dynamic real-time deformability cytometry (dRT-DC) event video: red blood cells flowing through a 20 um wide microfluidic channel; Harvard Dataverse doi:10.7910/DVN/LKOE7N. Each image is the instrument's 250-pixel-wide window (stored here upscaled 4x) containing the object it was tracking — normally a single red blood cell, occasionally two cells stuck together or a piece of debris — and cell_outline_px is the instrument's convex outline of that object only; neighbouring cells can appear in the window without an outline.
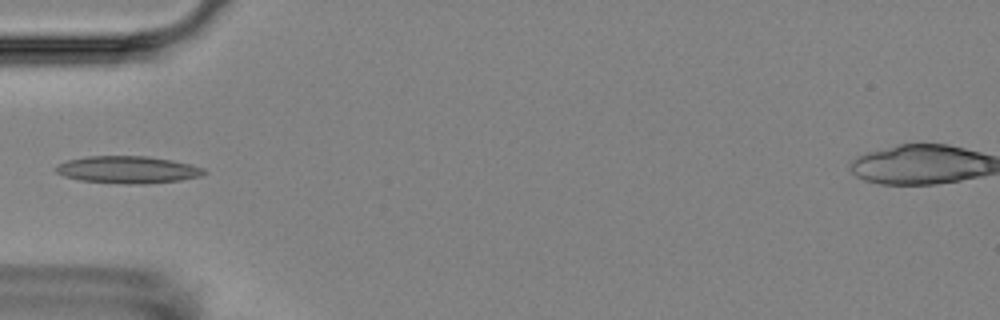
{"species": "Egyptian fruit bat (a non-hibernating species)", "species_latin": "Rousettus aegyptiacus", "temperature_condition": "room temperature", "stored_images_in_passage": 6, "camera_frame_rate_fps": 3000, "um_per_image_px": 0.085, "animal": {"sex": "female"}, "frame": {"image": 1, "passage_image": 6, "time_ms": 5.667, "image_size_px": [1000, 320], "cell_outline_px": [[208, 172], [200, 176], [180, 180], [144, 184], [128, 184], [80, 180], [64, 176], [56, 172], [56, 164], [68, 160], [88, 156], [148, 156], [172, 160], [204, 168]], "centroid_in_image_um": [10.86, 14.42], "position_along_channel_um": 74.1, "area_um2": 23.41}}